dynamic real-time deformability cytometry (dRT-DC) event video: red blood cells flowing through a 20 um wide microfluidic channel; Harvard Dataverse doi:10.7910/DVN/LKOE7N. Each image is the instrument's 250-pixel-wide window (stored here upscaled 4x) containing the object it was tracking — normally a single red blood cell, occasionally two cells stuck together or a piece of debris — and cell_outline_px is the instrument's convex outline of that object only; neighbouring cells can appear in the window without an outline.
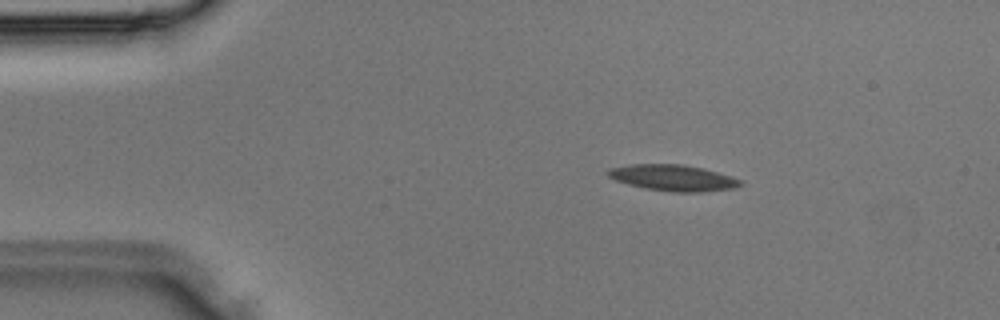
{"species": "Egyptian fruit bat (a non-hibernating species)", "species_latin": "Rousettus aegyptiacus", "temperature_condition": "room temperature", "stored_images_in_passage": 35, "camera_frame_rate_fps": 3000, "um_per_image_px": 0.085, "animal": {"sex": "male"}, "frame": {"image": 1, "passage_image": 5, "time_ms": 1.333, "image_size_px": [1000, 320], "cell_outline_px": [[744, 184], [732, 188], [704, 192], [672, 192], [644, 188], [628, 184], [616, 180], [608, 176], [604, 172], [608, 168], [628, 164], [684, 164], [704, 168], [732, 176], [744, 180]], "centroid_in_image_um": [57.22, 15.1], "position_along_channel_um": 27.8, "area_um2": 20.52}}
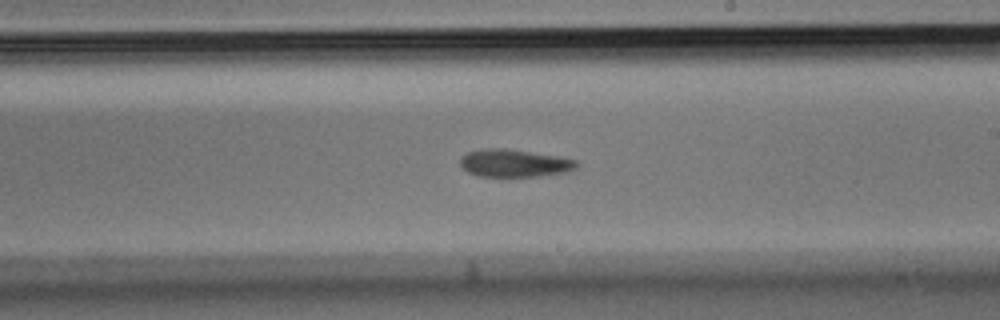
{"frame": {"image": 2, "passage_image": 20, "time_ms": 6.333, "image_size_px": [1000, 320], "cell_outline_px": [[580, 164], [576, 168], [568, 172], [540, 176], [480, 176], [468, 172], [460, 164], [460, 156], [468, 152], [484, 148], [504, 148], [560, 156], [576, 160]], "centroid_in_image_um": [43.75, 13.86], "position_along_channel_um": 245.3, "area_um2": 18.84}}
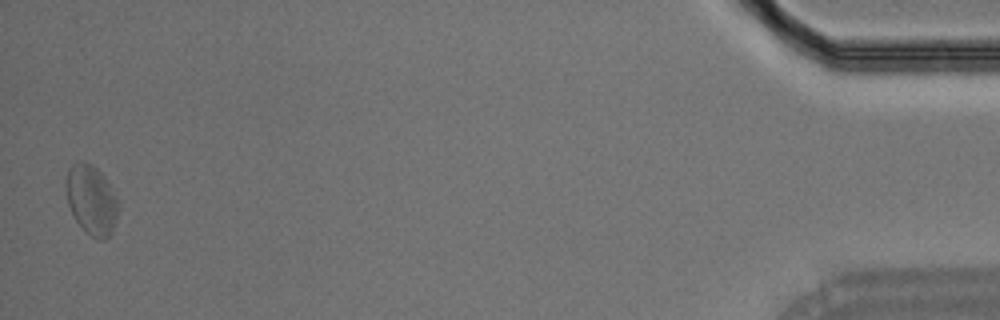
{"frame": {"image": 3, "passage_image": 35, "time_ms": 11.333, "image_size_px": [1000, 320], "cell_outline_px": [[120, 208], [112, 232], [104, 240], [100, 240], [84, 232], [76, 220], [68, 204], [68, 168], [76, 160], [84, 160], [92, 164], [104, 176], [120, 204]], "centroid_in_image_um": [7.81, 17.0], "position_along_channel_um": 427.4, "area_um2": 21.1}}